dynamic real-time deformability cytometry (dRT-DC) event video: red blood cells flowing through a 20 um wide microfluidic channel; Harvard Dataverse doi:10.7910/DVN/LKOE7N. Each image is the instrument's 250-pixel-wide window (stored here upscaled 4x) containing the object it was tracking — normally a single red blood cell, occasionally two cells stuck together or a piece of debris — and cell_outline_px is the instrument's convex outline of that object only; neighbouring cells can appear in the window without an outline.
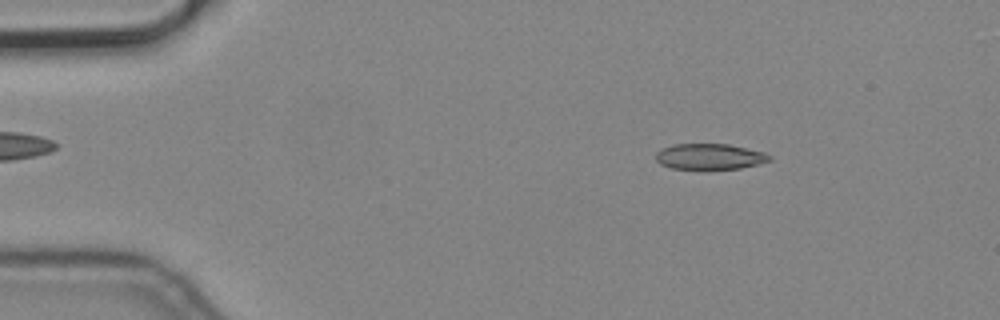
{"species": "common noctule bat (a hibernating species)", "species_latin": "Nyctalus noctula", "temperature_condition": "cold", "stored_images_in_passage": 6, "camera_frame_rate_fps": 3000, "um_per_image_px": 0.085, "animal": {"sex": "male", "body_mass_g": 19.2, "forearm_length_mm": 51.8}, "frame": {"image": 1, "passage_image": 2, "time_ms": 0.333, "image_size_px": [1000, 320], "cell_outline_px": [[772, 160], [740, 168], [672, 168], [660, 164], [656, 160], [656, 152], [672, 144], [728, 144], [764, 152], [772, 156]], "centroid_in_image_um": [60.33, 13.29], "position_along_channel_um": 24.7, "area_um2": 16.76}}
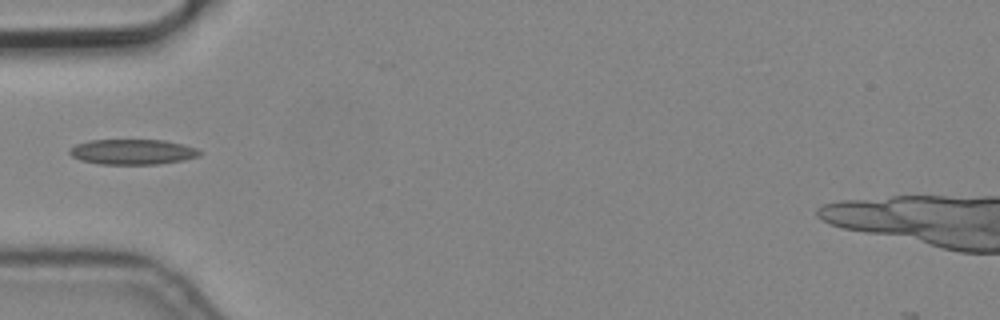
{"frame": {"image": 2, "passage_image": 5, "time_ms": 1.333, "image_size_px": [1000, 320], "cell_outline_px": [[204, 152], [200, 156], [184, 160], [156, 164], [100, 164], [80, 160], [72, 156], [68, 152], [68, 148], [76, 144], [88, 140], [164, 140], [184, 144], [196, 148]], "centroid_in_image_um": [11.27, 12.9], "position_along_channel_um": 73.7, "area_um2": 19.36}}